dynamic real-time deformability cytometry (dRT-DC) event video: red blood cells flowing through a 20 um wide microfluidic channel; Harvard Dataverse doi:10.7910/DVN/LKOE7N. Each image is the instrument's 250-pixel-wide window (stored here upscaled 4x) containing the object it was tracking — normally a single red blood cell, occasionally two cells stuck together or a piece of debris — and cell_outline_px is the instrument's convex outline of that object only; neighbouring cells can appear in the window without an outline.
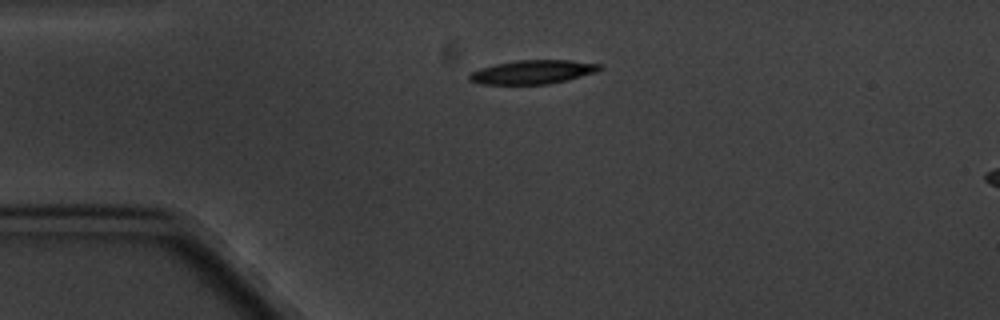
{"species": "common noctule bat (a hibernating species)", "species_latin": "Nyctalus noctula", "temperature_condition": "cold", "stored_images_in_passage": 3, "segment_of_instrument_passage": [1, 2], "camera_frame_rate_fps": 3000, "um_per_image_px": 0.085, "animal": {"sex": "male", "body_mass_g": 20.1, "forearm_length_mm": 53.5}, "frame": {"image": 1, "passage_image": 1, "time_ms": 0.0, "image_size_px": [1000, 320], "cell_outline_px": [[604, 68], [596, 72], [568, 80], [548, 84], [480, 84], [468, 80], [468, 76], [472, 72], [480, 68], [496, 64], [516, 60], [572, 60], [604, 64]], "centroid_in_image_um": [45.34, 6.11], "position_along_channel_um": 39.7, "area_um2": 18.26}}